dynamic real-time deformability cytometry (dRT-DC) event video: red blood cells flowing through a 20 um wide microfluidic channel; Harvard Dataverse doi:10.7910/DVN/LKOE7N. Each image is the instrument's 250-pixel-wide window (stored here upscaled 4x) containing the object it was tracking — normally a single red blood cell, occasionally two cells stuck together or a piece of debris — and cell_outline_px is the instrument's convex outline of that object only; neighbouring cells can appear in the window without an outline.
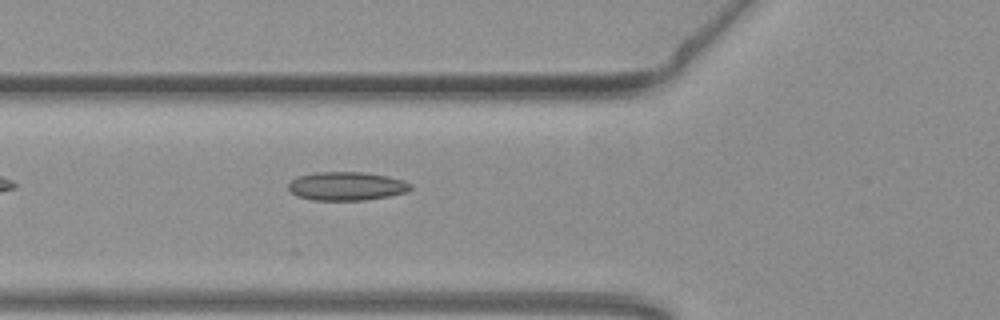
{"species": "common noctule bat (a hibernating species)", "species_latin": "Nyctalus noctula", "temperature_condition": "warm", "stored_images_in_passage": 30, "camera_frame_rate_fps": 3000, "um_per_image_px": 0.085, "animal": {"sex": "female", "body_mass_g": 19.3, "forearm_length_mm": 54.1}, "frame": {"image": 1, "passage_image": 3, "time_ms": 0.667, "image_size_px": [1000, 320], "cell_outline_px": [[412, 188], [404, 192], [388, 196], [364, 200], [312, 200], [296, 196], [288, 188], [288, 184], [296, 176], [316, 172], [364, 172], [388, 176], [404, 180], [412, 184]], "centroid_in_image_um": [29.44, 15.81], "position_along_channel_um": 96.4, "area_um2": 20.4}}
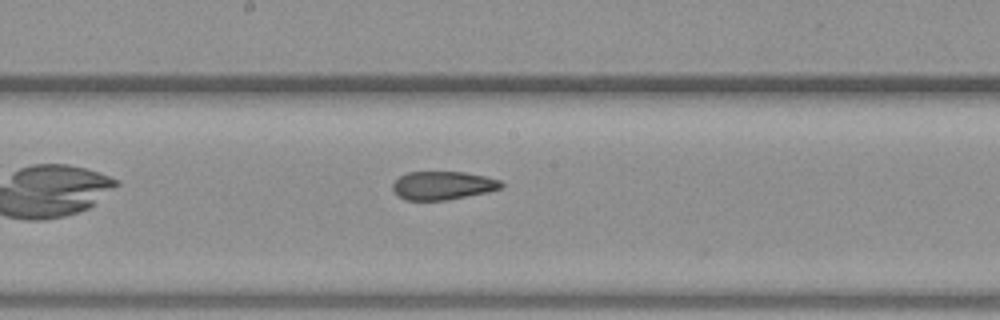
{"frame": {"image": 2, "passage_image": 12, "time_ms": 3.667, "image_size_px": [1000, 320], "cell_outline_px": [[504, 184], [500, 188], [488, 192], [448, 200], [404, 200], [392, 188], [392, 184], [400, 176], [408, 172], [464, 172], [484, 176], [500, 180]], "centroid_in_image_um": [37.64, 15.77], "position_along_channel_um": 210.6, "area_um2": 17.86}}
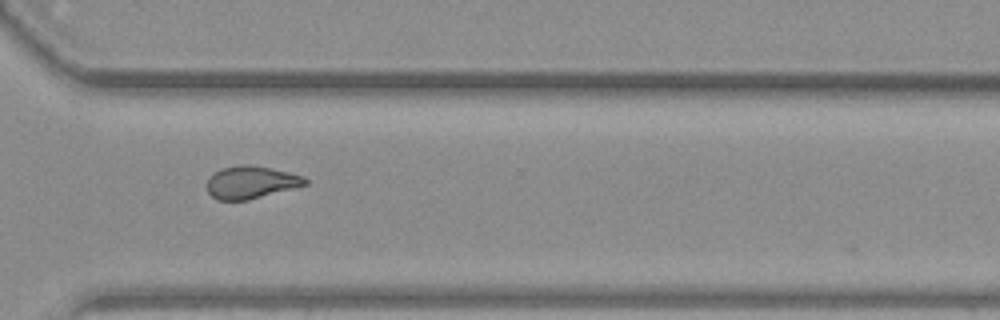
{"frame": {"image": 3, "passage_image": 23, "time_ms": 7.333, "image_size_px": [1000, 320], "cell_outline_px": [[308, 184], [248, 200], [216, 200], [208, 192], [208, 176], [220, 168], [244, 164], [248, 164], [288, 172], [304, 176], [308, 180]], "centroid_in_image_um": [21.31, 15.49], "position_along_channel_um": 349.3, "area_um2": 18.55}, "authors_computed_cell_mechanics": {"area_um2": 18.5538, "velocity_mm_per_s": 3.7874, "shape_relaxation_time_tau1_ms": null, "shape_relaxation_time_tau2_ms": 2.5117, "deformation_change_tau1": null, "deformation_change_tau2": 0.0806}}